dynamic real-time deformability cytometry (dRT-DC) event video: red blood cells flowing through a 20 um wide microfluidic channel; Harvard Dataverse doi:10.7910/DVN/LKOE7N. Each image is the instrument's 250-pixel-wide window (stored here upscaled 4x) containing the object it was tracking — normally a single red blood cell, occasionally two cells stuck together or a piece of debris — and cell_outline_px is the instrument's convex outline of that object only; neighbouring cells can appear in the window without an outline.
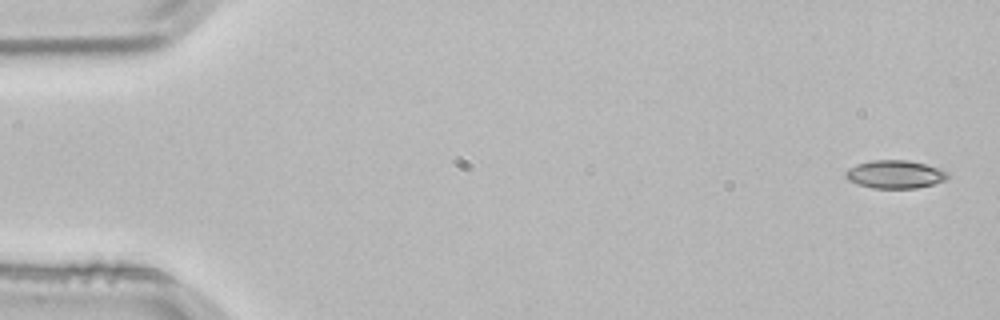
{"species": "common noctule bat (a hibernating species)", "species_latin": "Nyctalus noctula", "temperature_condition": "room temperature", "stored_images_in_passage": 4, "camera_frame_rate_fps": 3000, "um_per_image_px": 0.085, "animal": {"sex": "male", "body_mass_g": 21.5, "forearm_length_mm": 52.0}, "frame": {"image": 1, "passage_image": 1, "time_ms": 0.0, "image_size_px": [1000, 320], "cell_outline_px": [[948, 176], [944, 180], [932, 184], [916, 188], [872, 188], [848, 180], [844, 176], [844, 172], [848, 168], [856, 164], [872, 160], [908, 160], [940, 168], [948, 172]], "centroid_in_image_um": [76.05, 14.81], "position_along_channel_um": 9.0, "area_um2": 16.65}}
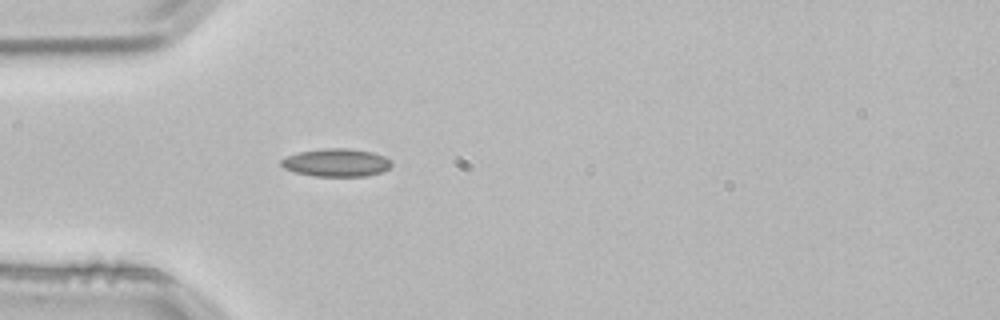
{"frame": {"image": 2, "passage_image": 4, "time_ms": 1.0, "image_size_px": [1000, 320], "cell_outline_px": [[392, 164], [388, 168], [380, 172], [368, 176], [316, 176], [296, 172], [284, 168], [280, 164], [280, 160], [288, 156], [300, 152], [320, 148], [348, 148], [372, 152], [384, 156]], "centroid_in_image_um": [28.57, 13.82], "position_along_channel_um": 56.4, "area_um2": 17.8}}